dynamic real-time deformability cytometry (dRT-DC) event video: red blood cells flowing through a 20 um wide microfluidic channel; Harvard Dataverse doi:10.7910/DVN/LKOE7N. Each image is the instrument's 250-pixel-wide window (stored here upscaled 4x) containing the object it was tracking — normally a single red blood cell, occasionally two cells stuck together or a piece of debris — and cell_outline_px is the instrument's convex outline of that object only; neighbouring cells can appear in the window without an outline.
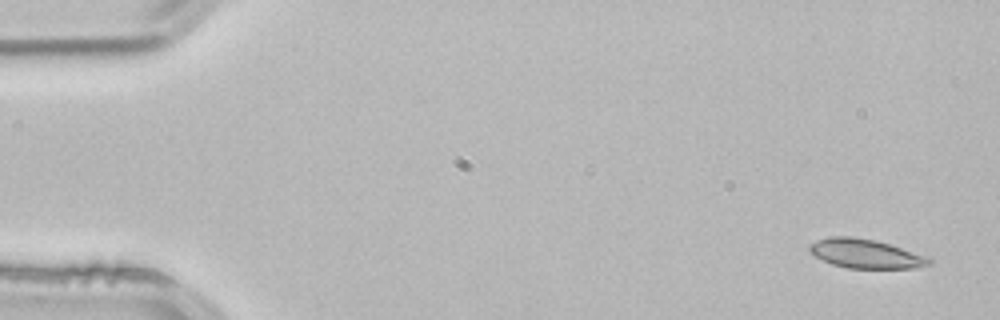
{"species": "common noctule bat (a hibernating species)", "species_latin": "Nyctalus noctula", "temperature_condition": "room temperature", "stored_images_in_passage": 4, "camera_frame_rate_fps": 3000, "um_per_image_px": 0.085, "animal": {"sex": "male", "body_mass_g": 21.5, "forearm_length_mm": 52.0}, "frame": {"image": 1, "passage_image": 1, "time_ms": 0.0, "image_size_px": [1000, 320], "cell_outline_px": [[932, 264], [920, 268], [848, 268], [832, 264], [816, 256], [808, 248], [816, 240], [828, 236], [852, 236], [876, 240], [932, 256]], "centroid_in_image_um": [73.69, 21.56], "position_along_channel_um": 11.3, "area_um2": 20.58}}
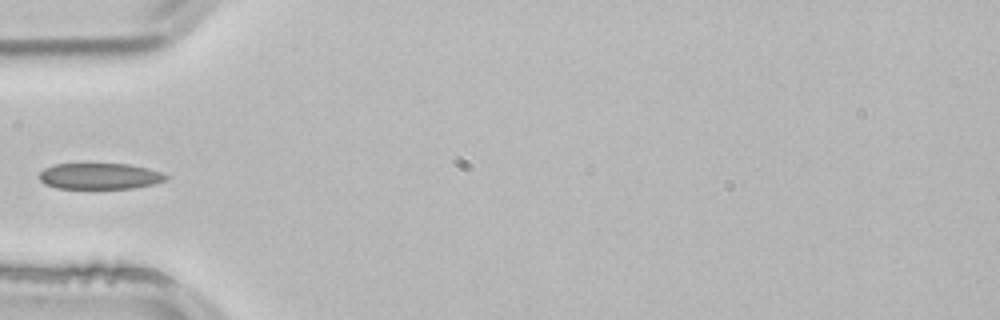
{"frame": {"image": 2, "passage_image": 4, "time_ms": 1.0, "image_size_px": [1000, 320], "cell_outline_px": [[168, 180], [152, 184], [132, 188], [56, 188], [44, 184], [40, 180], [40, 172], [44, 168], [56, 164], [132, 164], [164, 172], [168, 176]], "centroid_in_image_um": [8.51, 14.97], "position_along_channel_um": 76.5, "area_um2": 19.31}}